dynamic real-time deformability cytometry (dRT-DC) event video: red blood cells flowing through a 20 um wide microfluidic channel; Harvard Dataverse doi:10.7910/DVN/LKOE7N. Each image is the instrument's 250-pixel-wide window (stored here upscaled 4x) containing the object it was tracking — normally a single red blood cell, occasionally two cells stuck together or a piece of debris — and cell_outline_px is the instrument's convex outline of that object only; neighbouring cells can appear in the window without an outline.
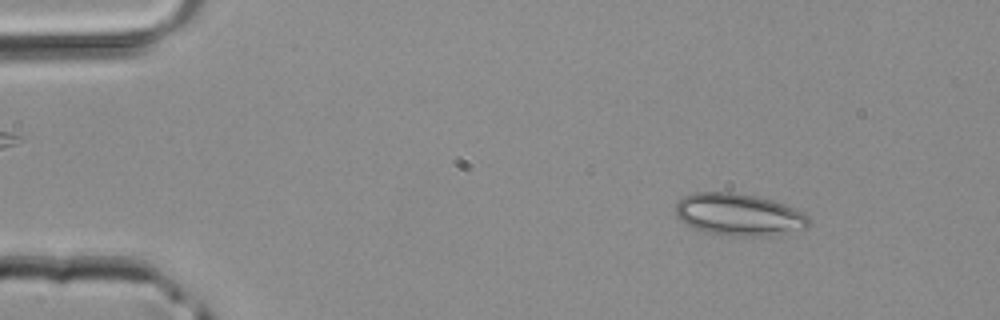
{"species": "common noctule bat (a hibernating species)", "species_latin": "Nyctalus noctula", "temperature_condition": "room temperature", "stored_images_in_passage": 3, "camera_frame_rate_fps": 3000, "um_per_image_px": 0.085, "animal": {"sex": "male", "body_mass_g": 20.4}, "frame": {"image": 1, "passage_image": 1, "time_ms": 0.0, "image_size_px": [1000, 320], "cell_outline_px": [[812, 220], [804, 228], [768, 236], [732, 236], [704, 232], [692, 228], [680, 220], [676, 216], [676, 204], [684, 196], [692, 192], [736, 192], [756, 196], [772, 200], [784, 204], [804, 212]], "centroid_in_image_um": [62.78, 18.24], "position_along_channel_um": 22.2, "area_um2": 32.89}}